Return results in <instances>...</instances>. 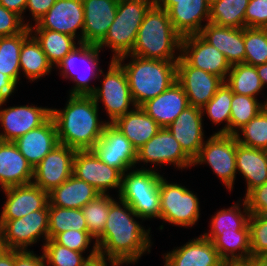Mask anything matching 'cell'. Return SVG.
<instances>
[{"label": "cell", "mask_w": 267, "mask_h": 266, "mask_svg": "<svg viewBox=\"0 0 267 266\" xmlns=\"http://www.w3.org/2000/svg\"><path fill=\"white\" fill-rule=\"evenodd\" d=\"M29 29H49L77 37L82 43L84 9L82 0H57L54 5ZM77 30L80 34L76 36ZM80 36V37H79Z\"/></svg>", "instance_id": "20"}, {"label": "cell", "mask_w": 267, "mask_h": 266, "mask_svg": "<svg viewBox=\"0 0 267 266\" xmlns=\"http://www.w3.org/2000/svg\"><path fill=\"white\" fill-rule=\"evenodd\" d=\"M54 240L70 250L79 251L85 253L89 248L90 242L95 238L88 231L79 230H67L59 233Z\"/></svg>", "instance_id": "47"}, {"label": "cell", "mask_w": 267, "mask_h": 266, "mask_svg": "<svg viewBox=\"0 0 267 266\" xmlns=\"http://www.w3.org/2000/svg\"><path fill=\"white\" fill-rule=\"evenodd\" d=\"M214 247L223 261H244L251 257L250 227L221 233L214 241ZM238 252V253H236Z\"/></svg>", "instance_id": "34"}, {"label": "cell", "mask_w": 267, "mask_h": 266, "mask_svg": "<svg viewBox=\"0 0 267 266\" xmlns=\"http://www.w3.org/2000/svg\"><path fill=\"white\" fill-rule=\"evenodd\" d=\"M189 105L182 86L176 81L157 97L143 103L140 107L162 128L169 126Z\"/></svg>", "instance_id": "26"}, {"label": "cell", "mask_w": 267, "mask_h": 266, "mask_svg": "<svg viewBox=\"0 0 267 266\" xmlns=\"http://www.w3.org/2000/svg\"><path fill=\"white\" fill-rule=\"evenodd\" d=\"M182 36L174 29L168 11L153 4L146 12L138 29L135 45L130 52L144 59L178 61Z\"/></svg>", "instance_id": "3"}, {"label": "cell", "mask_w": 267, "mask_h": 266, "mask_svg": "<svg viewBox=\"0 0 267 266\" xmlns=\"http://www.w3.org/2000/svg\"><path fill=\"white\" fill-rule=\"evenodd\" d=\"M0 4L9 11H12L19 15L22 18L23 22L25 21L24 15L22 14H25L24 12H26L25 7L27 0H0Z\"/></svg>", "instance_id": "55"}, {"label": "cell", "mask_w": 267, "mask_h": 266, "mask_svg": "<svg viewBox=\"0 0 267 266\" xmlns=\"http://www.w3.org/2000/svg\"><path fill=\"white\" fill-rule=\"evenodd\" d=\"M236 168L247 184L246 196L252 189L267 182L265 150L243 146L236 139Z\"/></svg>", "instance_id": "30"}, {"label": "cell", "mask_w": 267, "mask_h": 266, "mask_svg": "<svg viewBox=\"0 0 267 266\" xmlns=\"http://www.w3.org/2000/svg\"><path fill=\"white\" fill-rule=\"evenodd\" d=\"M112 125L131 142L136 150L147 143L162 128L141 107H135L124 116L117 118Z\"/></svg>", "instance_id": "29"}, {"label": "cell", "mask_w": 267, "mask_h": 266, "mask_svg": "<svg viewBox=\"0 0 267 266\" xmlns=\"http://www.w3.org/2000/svg\"><path fill=\"white\" fill-rule=\"evenodd\" d=\"M108 68L105 75L102 69L99 72L100 76H104L101 80L102 86L96 87L91 96L98 107V102L102 101L109 118L107 123L112 124L117 118L133 110L129 109L131 104L133 108L136 105L122 66L116 60H111Z\"/></svg>", "instance_id": "7"}, {"label": "cell", "mask_w": 267, "mask_h": 266, "mask_svg": "<svg viewBox=\"0 0 267 266\" xmlns=\"http://www.w3.org/2000/svg\"><path fill=\"white\" fill-rule=\"evenodd\" d=\"M34 168L20 153L14 142L0 141V186L1 190L31 184Z\"/></svg>", "instance_id": "25"}, {"label": "cell", "mask_w": 267, "mask_h": 266, "mask_svg": "<svg viewBox=\"0 0 267 266\" xmlns=\"http://www.w3.org/2000/svg\"><path fill=\"white\" fill-rule=\"evenodd\" d=\"M46 54L48 61L55 68L80 42L76 38L49 29H30Z\"/></svg>", "instance_id": "32"}, {"label": "cell", "mask_w": 267, "mask_h": 266, "mask_svg": "<svg viewBox=\"0 0 267 266\" xmlns=\"http://www.w3.org/2000/svg\"><path fill=\"white\" fill-rule=\"evenodd\" d=\"M207 1H208L209 5H211V4H213V3L217 2V1H220V0H207Z\"/></svg>", "instance_id": "61"}, {"label": "cell", "mask_w": 267, "mask_h": 266, "mask_svg": "<svg viewBox=\"0 0 267 266\" xmlns=\"http://www.w3.org/2000/svg\"><path fill=\"white\" fill-rule=\"evenodd\" d=\"M27 27H30V23H24L19 15L0 4V37L21 33Z\"/></svg>", "instance_id": "49"}, {"label": "cell", "mask_w": 267, "mask_h": 266, "mask_svg": "<svg viewBox=\"0 0 267 266\" xmlns=\"http://www.w3.org/2000/svg\"><path fill=\"white\" fill-rule=\"evenodd\" d=\"M100 52L101 50L97 45L80 42L79 46L75 47L58 64L57 67L61 70L60 76L63 75L64 79H72L75 83L73 88L70 89V95H91L95 91L96 87L91 86L89 81L100 77L98 73L101 71L99 66ZM82 67L85 68V71Z\"/></svg>", "instance_id": "9"}, {"label": "cell", "mask_w": 267, "mask_h": 266, "mask_svg": "<svg viewBox=\"0 0 267 266\" xmlns=\"http://www.w3.org/2000/svg\"><path fill=\"white\" fill-rule=\"evenodd\" d=\"M257 73L263 86L267 85V63L256 66ZM267 100V99H266Z\"/></svg>", "instance_id": "57"}, {"label": "cell", "mask_w": 267, "mask_h": 266, "mask_svg": "<svg viewBox=\"0 0 267 266\" xmlns=\"http://www.w3.org/2000/svg\"><path fill=\"white\" fill-rule=\"evenodd\" d=\"M244 63L257 66L267 63V28H244Z\"/></svg>", "instance_id": "45"}, {"label": "cell", "mask_w": 267, "mask_h": 266, "mask_svg": "<svg viewBox=\"0 0 267 266\" xmlns=\"http://www.w3.org/2000/svg\"><path fill=\"white\" fill-rule=\"evenodd\" d=\"M231 101L232 91L224 82L214 97L201 109L202 115L207 114L213 124L226 122L215 134H230Z\"/></svg>", "instance_id": "40"}, {"label": "cell", "mask_w": 267, "mask_h": 266, "mask_svg": "<svg viewBox=\"0 0 267 266\" xmlns=\"http://www.w3.org/2000/svg\"><path fill=\"white\" fill-rule=\"evenodd\" d=\"M31 34L29 27L23 32L0 37V72L9 76L16 84L20 78V51L24 40Z\"/></svg>", "instance_id": "36"}, {"label": "cell", "mask_w": 267, "mask_h": 266, "mask_svg": "<svg viewBox=\"0 0 267 266\" xmlns=\"http://www.w3.org/2000/svg\"><path fill=\"white\" fill-rule=\"evenodd\" d=\"M49 239L67 230L88 231L81 209L48 206Z\"/></svg>", "instance_id": "38"}, {"label": "cell", "mask_w": 267, "mask_h": 266, "mask_svg": "<svg viewBox=\"0 0 267 266\" xmlns=\"http://www.w3.org/2000/svg\"><path fill=\"white\" fill-rule=\"evenodd\" d=\"M208 164L231 192L236 179V137L230 134H213L201 147L193 166Z\"/></svg>", "instance_id": "10"}, {"label": "cell", "mask_w": 267, "mask_h": 266, "mask_svg": "<svg viewBox=\"0 0 267 266\" xmlns=\"http://www.w3.org/2000/svg\"><path fill=\"white\" fill-rule=\"evenodd\" d=\"M43 255L46 264L49 266H83L88 257L98 253L97 245H94L89 255L83 256V252L70 250L69 248L58 244L54 239H48L43 243Z\"/></svg>", "instance_id": "42"}, {"label": "cell", "mask_w": 267, "mask_h": 266, "mask_svg": "<svg viewBox=\"0 0 267 266\" xmlns=\"http://www.w3.org/2000/svg\"><path fill=\"white\" fill-rule=\"evenodd\" d=\"M111 266H121V264L113 258L104 256L100 253L92 257H88V259L84 262L83 266H108V262Z\"/></svg>", "instance_id": "54"}, {"label": "cell", "mask_w": 267, "mask_h": 266, "mask_svg": "<svg viewBox=\"0 0 267 266\" xmlns=\"http://www.w3.org/2000/svg\"><path fill=\"white\" fill-rule=\"evenodd\" d=\"M251 257H267V216L250 214Z\"/></svg>", "instance_id": "46"}, {"label": "cell", "mask_w": 267, "mask_h": 266, "mask_svg": "<svg viewBox=\"0 0 267 266\" xmlns=\"http://www.w3.org/2000/svg\"><path fill=\"white\" fill-rule=\"evenodd\" d=\"M154 0H119L115 20L109 26L104 39L97 45L101 50L111 48V60L130 54L144 16Z\"/></svg>", "instance_id": "5"}, {"label": "cell", "mask_w": 267, "mask_h": 266, "mask_svg": "<svg viewBox=\"0 0 267 266\" xmlns=\"http://www.w3.org/2000/svg\"><path fill=\"white\" fill-rule=\"evenodd\" d=\"M0 266H14V250L10 249L0 257Z\"/></svg>", "instance_id": "56"}, {"label": "cell", "mask_w": 267, "mask_h": 266, "mask_svg": "<svg viewBox=\"0 0 267 266\" xmlns=\"http://www.w3.org/2000/svg\"><path fill=\"white\" fill-rule=\"evenodd\" d=\"M68 99L64 109H51L58 141L75 150H91L108 123L99 120V107L91 95H69Z\"/></svg>", "instance_id": "2"}, {"label": "cell", "mask_w": 267, "mask_h": 266, "mask_svg": "<svg viewBox=\"0 0 267 266\" xmlns=\"http://www.w3.org/2000/svg\"><path fill=\"white\" fill-rule=\"evenodd\" d=\"M249 266H267V257H250Z\"/></svg>", "instance_id": "58"}, {"label": "cell", "mask_w": 267, "mask_h": 266, "mask_svg": "<svg viewBox=\"0 0 267 266\" xmlns=\"http://www.w3.org/2000/svg\"><path fill=\"white\" fill-rule=\"evenodd\" d=\"M73 175L93 186L100 194L121 189L122 173L102 162L92 150H77L73 160Z\"/></svg>", "instance_id": "14"}, {"label": "cell", "mask_w": 267, "mask_h": 266, "mask_svg": "<svg viewBox=\"0 0 267 266\" xmlns=\"http://www.w3.org/2000/svg\"><path fill=\"white\" fill-rule=\"evenodd\" d=\"M160 219L180 227H193L200 217L196 194L177 183L160 179Z\"/></svg>", "instance_id": "8"}, {"label": "cell", "mask_w": 267, "mask_h": 266, "mask_svg": "<svg viewBox=\"0 0 267 266\" xmlns=\"http://www.w3.org/2000/svg\"><path fill=\"white\" fill-rule=\"evenodd\" d=\"M203 115L200 108L188 106L167 126L183 151L194 160L205 143Z\"/></svg>", "instance_id": "22"}, {"label": "cell", "mask_w": 267, "mask_h": 266, "mask_svg": "<svg viewBox=\"0 0 267 266\" xmlns=\"http://www.w3.org/2000/svg\"><path fill=\"white\" fill-rule=\"evenodd\" d=\"M250 214L267 216V182L244 196Z\"/></svg>", "instance_id": "50"}, {"label": "cell", "mask_w": 267, "mask_h": 266, "mask_svg": "<svg viewBox=\"0 0 267 266\" xmlns=\"http://www.w3.org/2000/svg\"><path fill=\"white\" fill-rule=\"evenodd\" d=\"M181 56L193 67L221 77L224 81L231 69L223 53L200 34L182 37Z\"/></svg>", "instance_id": "19"}, {"label": "cell", "mask_w": 267, "mask_h": 266, "mask_svg": "<svg viewBox=\"0 0 267 266\" xmlns=\"http://www.w3.org/2000/svg\"><path fill=\"white\" fill-rule=\"evenodd\" d=\"M177 248L163 256L164 266H221L223 262L213 242L202 235Z\"/></svg>", "instance_id": "24"}, {"label": "cell", "mask_w": 267, "mask_h": 266, "mask_svg": "<svg viewBox=\"0 0 267 266\" xmlns=\"http://www.w3.org/2000/svg\"><path fill=\"white\" fill-rule=\"evenodd\" d=\"M176 81L188 97L189 105L200 109L224 83L221 77L191 66L181 55L177 61Z\"/></svg>", "instance_id": "13"}, {"label": "cell", "mask_w": 267, "mask_h": 266, "mask_svg": "<svg viewBox=\"0 0 267 266\" xmlns=\"http://www.w3.org/2000/svg\"><path fill=\"white\" fill-rule=\"evenodd\" d=\"M19 64L23 75L30 79V82L48 75L54 68L32 34L22 44Z\"/></svg>", "instance_id": "33"}, {"label": "cell", "mask_w": 267, "mask_h": 266, "mask_svg": "<svg viewBox=\"0 0 267 266\" xmlns=\"http://www.w3.org/2000/svg\"><path fill=\"white\" fill-rule=\"evenodd\" d=\"M145 165L151 162L154 166L173 164L178 169L190 168L193 160L183 151L180 143L173 137L167 127L161 128L147 143L137 150V161Z\"/></svg>", "instance_id": "12"}, {"label": "cell", "mask_w": 267, "mask_h": 266, "mask_svg": "<svg viewBox=\"0 0 267 266\" xmlns=\"http://www.w3.org/2000/svg\"><path fill=\"white\" fill-rule=\"evenodd\" d=\"M267 28V0H249L244 28Z\"/></svg>", "instance_id": "48"}, {"label": "cell", "mask_w": 267, "mask_h": 266, "mask_svg": "<svg viewBox=\"0 0 267 266\" xmlns=\"http://www.w3.org/2000/svg\"><path fill=\"white\" fill-rule=\"evenodd\" d=\"M119 0H82L84 26L82 43L98 45L108 32L117 13Z\"/></svg>", "instance_id": "23"}, {"label": "cell", "mask_w": 267, "mask_h": 266, "mask_svg": "<svg viewBox=\"0 0 267 266\" xmlns=\"http://www.w3.org/2000/svg\"><path fill=\"white\" fill-rule=\"evenodd\" d=\"M265 154H266V160H267V149H265Z\"/></svg>", "instance_id": "62"}, {"label": "cell", "mask_w": 267, "mask_h": 266, "mask_svg": "<svg viewBox=\"0 0 267 266\" xmlns=\"http://www.w3.org/2000/svg\"><path fill=\"white\" fill-rule=\"evenodd\" d=\"M99 194L93 186L72 175L49 192L48 206L82 209Z\"/></svg>", "instance_id": "31"}, {"label": "cell", "mask_w": 267, "mask_h": 266, "mask_svg": "<svg viewBox=\"0 0 267 266\" xmlns=\"http://www.w3.org/2000/svg\"><path fill=\"white\" fill-rule=\"evenodd\" d=\"M57 0H27L25 10L28 9L36 22L45 15Z\"/></svg>", "instance_id": "52"}, {"label": "cell", "mask_w": 267, "mask_h": 266, "mask_svg": "<svg viewBox=\"0 0 267 266\" xmlns=\"http://www.w3.org/2000/svg\"><path fill=\"white\" fill-rule=\"evenodd\" d=\"M224 82L233 93L254 98L264 89L256 66L245 63L232 65Z\"/></svg>", "instance_id": "37"}, {"label": "cell", "mask_w": 267, "mask_h": 266, "mask_svg": "<svg viewBox=\"0 0 267 266\" xmlns=\"http://www.w3.org/2000/svg\"><path fill=\"white\" fill-rule=\"evenodd\" d=\"M242 206L243 211H241L239 200L231 208L219 210L212 216L210 233L202 234V236L213 242L223 232L242 230L248 224L250 216L244 199Z\"/></svg>", "instance_id": "35"}, {"label": "cell", "mask_w": 267, "mask_h": 266, "mask_svg": "<svg viewBox=\"0 0 267 266\" xmlns=\"http://www.w3.org/2000/svg\"><path fill=\"white\" fill-rule=\"evenodd\" d=\"M14 143L34 168L59 144L54 120L50 117L44 124L32 129L14 141Z\"/></svg>", "instance_id": "28"}, {"label": "cell", "mask_w": 267, "mask_h": 266, "mask_svg": "<svg viewBox=\"0 0 267 266\" xmlns=\"http://www.w3.org/2000/svg\"><path fill=\"white\" fill-rule=\"evenodd\" d=\"M6 201L0 220H16L49 204V193L33 183L3 189Z\"/></svg>", "instance_id": "21"}, {"label": "cell", "mask_w": 267, "mask_h": 266, "mask_svg": "<svg viewBox=\"0 0 267 266\" xmlns=\"http://www.w3.org/2000/svg\"><path fill=\"white\" fill-rule=\"evenodd\" d=\"M17 84L7 75L0 72V104H5L14 93Z\"/></svg>", "instance_id": "53"}, {"label": "cell", "mask_w": 267, "mask_h": 266, "mask_svg": "<svg viewBox=\"0 0 267 266\" xmlns=\"http://www.w3.org/2000/svg\"><path fill=\"white\" fill-rule=\"evenodd\" d=\"M128 56L131 61L123 63ZM116 61L125 71L136 107L157 97L176 82L177 61L144 59L131 54Z\"/></svg>", "instance_id": "4"}, {"label": "cell", "mask_w": 267, "mask_h": 266, "mask_svg": "<svg viewBox=\"0 0 267 266\" xmlns=\"http://www.w3.org/2000/svg\"><path fill=\"white\" fill-rule=\"evenodd\" d=\"M0 104V141L14 142L32 129L44 124L51 117V109L30 105L3 108Z\"/></svg>", "instance_id": "18"}, {"label": "cell", "mask_w": 267, "mask_h": 266, "mask_svg": "<svg viewBox=\"0 0 267 266\" xmlns=\"http://www.w3.org/2000/svg\"><path fill=\"white\" fill-rule=\"evenodd\" d=\"M91 150L102 162L122 174L136 167L137 150L112 124L104 127L101 138Z\"/></svg>", "instance_id": "17"}, {"label": "cell", "mask_w": 267, "mask_h": 266, "mask_svg": "<svg viewBox=\"0 0 267 266\" xmlns=\"http://www.w3.org/2000/svg\"><path fill=\"white\" fill-rule=\"evenodd\" d=\"M113 200L114 198L109 196L108 192L107 194H99L81 209L86 219L88 232L95 239L104 231L110 203Z\"/></svg>", "instance_id": "43"}, {"label": "cell", "mask_w": 267, "mask_h": 266, "mask_svg": "<svg viewBox=\"0 0 267 266\" xmlns=\"http://www.w3.org/2000/svg\"><path fill=\"white\" fill-rule=\"evenodd\" d=\"M257 98L232 92L230 135L237 132L253 119L265 106L267 101L258 102Z\"/></svg>", "instance_id": "41"}, {"label": "cell", "mask_w": 267, "mask_h": 266, "mask_svg": "<svg viewBox=\"0 0 267 266\" xmlns=\"http://www.w3.org/2000/svg\"><path fill=\"white\" fill-rule=\"evenodd\" d=\"M77 150L58 144L35 167L32 183L51 192L73 175V160Z\"/></svg>", "instance_id": "16"}, {"label": "cell", "mask_w": 267, "mask_h": 266, "mask_svg": "<svg viewBox=\"0 0 267 266\" xmlns=\"http://www.w3.org/2000/svg\"><path fill=\"white\" fill-rule=\"evenodd\" d=\"M235 137L238 143L243 146L267 149V110L263 108L237 132Z\"/></svg>", "instance_id": "44"}, {"label": "cell", "mask_w": 267, "mask_h": 266, "mask_svg": "<svg viewBox=\"0 0 267 266\" xmlns=\"http://www.w3.org/2000/svg\"><path fill=\"white\" fill-rule=\"evenodd\" d=\"M9 250L10 249L4 240L3 233H2L1 228H0V257H2Z\"/></svg>", "instance_id": "60"}, {"label": "cell", "mask_w": 267, "mask_h": 266, "mask_svg": "<svg viewBox=\"0 0 267 266\" xmlns=\"http://www.w3.org/2000/svg\"><path fill=\"white\" fill-rule=\"evenodd\" d=\"M154 4L166 11L172 26L182 36L199 34L209 23L210 5L207 0H154ZM206 21L202 25V22Z\"/></svg>", "instance_id": "15"}, {"label": "cell", "mask_w": 267, "mask_h": 266, "mask_svg": "<svg viewBox=\"0 0 267 266\" xmlns=\"http://www.w3.org/2000/svg\"><path fill=\"white\" fill-rule=\"evenodd\" d=\"M118 200L110 203L104 231L95 239V243L98 253L115 259L121 265L134 264L146 251L150 253V228L144 229L135 218L144 219L126 202Z\"/></svg>", "instance_id": "1"}, {"label": "cell", "mask_w": 267, "mask_h": 266, "mask_svg": "<svg viewBox=\"0 0 267 266\" xmlns=\"http://www.w3.org/2000/svg\"><path fill=\"white\" fill-rule=\"evenodd\" d=\"M199 34L223 53L231 66L244 63V28L218 26L209 22Z\"/></svg>", "instance_id": "27"}, {"label": "cell", "mask_w": 267, "mask_h": 266, "mask_svg": "<svg viewBox=\"0 0 267 266\" xmlns=\"http://www.w3.org/2000/svg\"><path fill=\"white\" fill-rule=\"evenodd\" d=\"M249 0H220L210 5L209 22L218 26L244 28Z\"/></svg>", "instance_id": "39"}, {"label": "cell", "mask_w": 267, "mask_h": 266, "mask_svg": "<svg viewBox=\"0 0 267 266\" xmlns=\"http://www.w3.org/2000/svg\"><path fill=\"white\" fill-rule=\"evenodd\" d=\"M221 266H249V258L244 261H223Z\"/></svg>", "instance_id": "59"}, {"label": "cell", "mask_w": 267, "mask_h": 266, "mask_svg": "<svg viewBox=\"0 0 267 266\" xmlns=\"http://www.w3.org/2000/svg\"><path fill=\"white\" fill-rule=\"evenodd\" d=\"M14 266H48L42 254L38 256L29 250H14Z\"/></svg>", "instance_id": "51"}, {"label": "cell", "mask_w": 267, "mask_h": 266, "mask_svg": "<svg viewBox=\"0 0 267 266\" xmlns=\"http://www.w3.org/2000/svg\"><path fill=\"white\" fill-rule=\"evenodd\" d=\"M0 228L12 250H28V246L40 241L41 237L46 242L49 239L48 205L16 220H0Z\"/></svg>", "instance_id": "11"}, {"label": "cell", "mask_w": 267, "mask_h": 266, "mask_svg": "<svg viewBox=\"0 0 267 266\" xmlns=\"http://www.w3.org/2000/svg\"><path fill=\"white\" fill-rule=\"evenodd\" d=\"M131 171V172H130ZM162 175L142 167L122 175L118 199L126 202L144 220L160 218L159 185Z\"/></svg>", "instance_id": "6"}]
</instances>
